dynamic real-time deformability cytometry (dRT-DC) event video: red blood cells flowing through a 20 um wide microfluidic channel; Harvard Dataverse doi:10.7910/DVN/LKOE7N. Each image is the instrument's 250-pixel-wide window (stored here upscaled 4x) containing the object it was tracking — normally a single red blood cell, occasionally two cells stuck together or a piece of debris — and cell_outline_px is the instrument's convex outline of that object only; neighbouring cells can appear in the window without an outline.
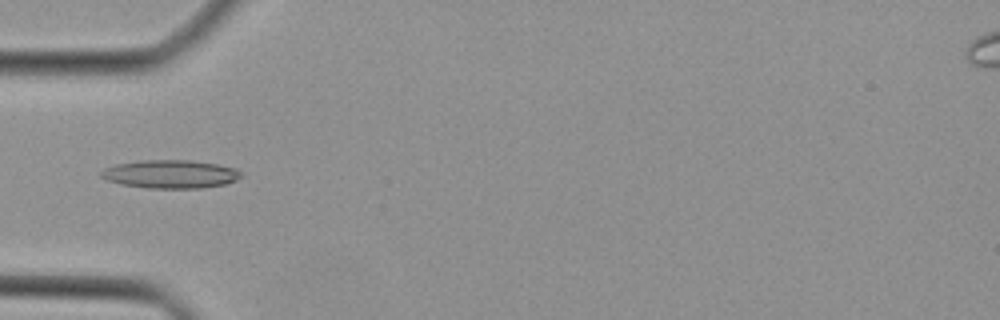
{"species": "Egyptian fruit bat (a non-hibernating species)", "species_latin": "Rousettus aegyptiacus", "temperature_condition": "cold", "stored_images_in_passage": 43, "camera_frame_rate_fps": 3000, "um_per_image_px": 0.085, "animal": {"sex": "female"}, "frame": {"image": 1, "passage_image": 13, "time_ms": 4.0, "image_size_px": [1000, 320], "cell_outline_px": [[244, 176], [236, 180], [224, 184], [204, 188], [148, 188], [120, 184], [108, 180], [100, 176], [100, 172], [104, 168], [116, 164], [140, 160], [192, 160], [216, 164], [236, 168]], "centroid_in_image_um": [14.5, 14.8], "position_along_channel_um": 70.5, "area_um2": 23.18}}
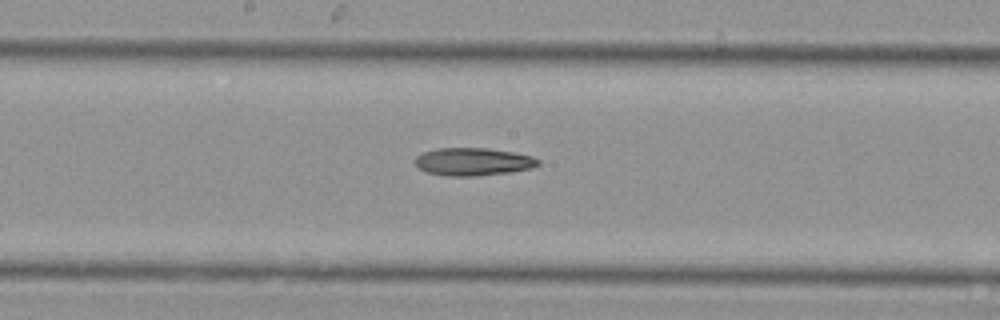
{"frame": {"image": 2, "passage_image": 22, "time_ms": 7.0, "image_size_px": [1000, 320], "cell_outline_px": [[540, 164], [532, 168], [512, 172], [476, 176], [444, 176], [424, 172], [416, 164], [416, 156], [420, 152], [436, 148], [488, 148], [512, 152], [532, 156], [540, 160]], "centroid_in_image_um": [40.2, 13.75], "position_along_channel_um": 208.0, "area_um2": 20.17}}
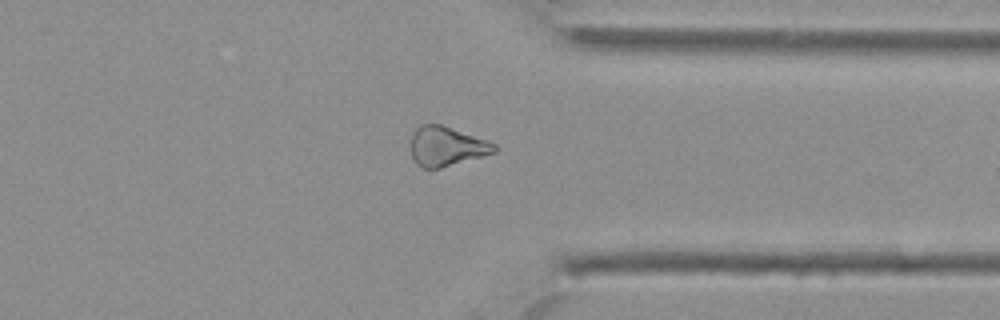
{"frame": {"image": 3, "passage_image": 33, "time_ms": 10.667, "image_size_px": [1000, 320], "cell_outline_px": [[500, 148], [496, 152], [440, 168], [420, 168], [416, 164], [412, 156], [412, 132], [420, 124], [440, 124], [488, 140], [496, 144]], "centroid_in_image_um": [37.97, 12.43], "position_along_channel_um": 373.4, "area_um2": 19.25}}